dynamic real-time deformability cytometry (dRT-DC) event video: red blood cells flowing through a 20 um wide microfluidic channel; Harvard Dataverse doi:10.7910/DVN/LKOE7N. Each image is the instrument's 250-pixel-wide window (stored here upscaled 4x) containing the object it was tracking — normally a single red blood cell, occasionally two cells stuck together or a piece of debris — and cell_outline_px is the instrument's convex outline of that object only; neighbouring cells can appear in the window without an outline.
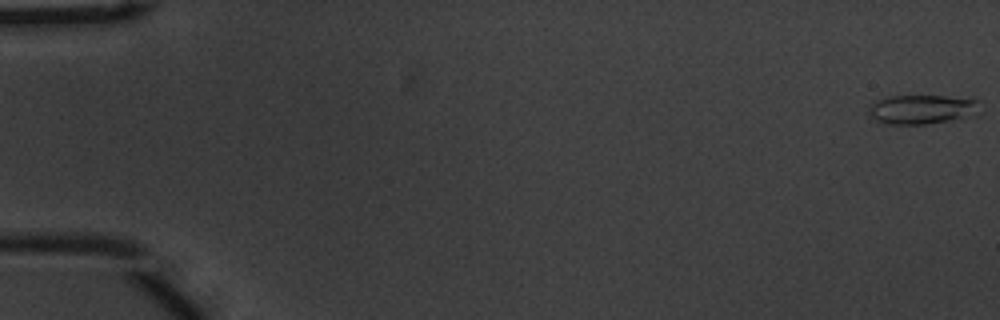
{"species": "common noctule bat (a hibernating species)", "species_latin": "Nyctalus noctula", "temperature_condition": "warm", "stored_images_in_passage": 56, "camera_frame_rate_fps": 3000, "um_per_image_px": 0.085, "animal": {"sex": "male", "body_mass_g": 20.1, "forearm_length_mm": 53.5}, "frame": {"image": 1, "passage_image": 1, "time_ms": 0.0, "image_size_px": [1000, 320], "cell_outline_px": [[980, 100], [972, 112], [948, 120], [924, 124], [888, 124], [876, 120], [872, 116], [868, 108], [876, 100], [888, 96], [944, 96]], "centroid_in_image_um": [78.22, 9.27], "position_along_channel_um": 6.8, "area_um2": 18.03}}
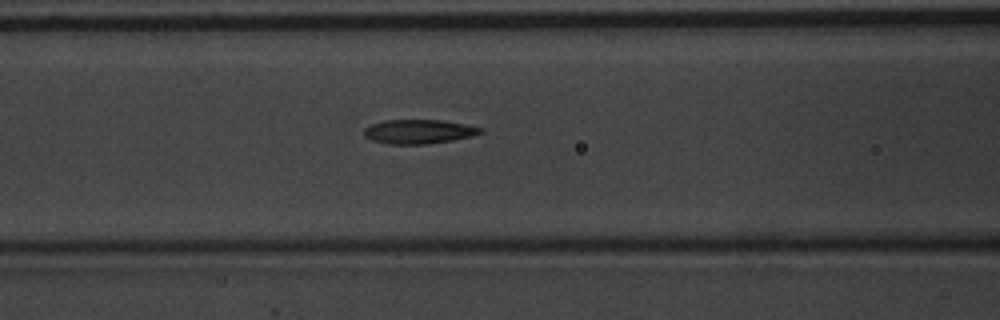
{"frame": {"image": 2, "passage_image": 24, "time_ms": 7.667, "image_size_px": [1000, 320], "cell_outline_px": [[484, 132], [472, 136], [452, 140], [428, 144], [388, 144], [372, 140], [364, 136], [364, 128], [372, 124], [384, 120], [440, 120], [464, 124], [484, 128]], "centroid_in_image_um": [35.6, 11.19], "position_along_channel_um": 131.0, "area_um2": 16.42}}
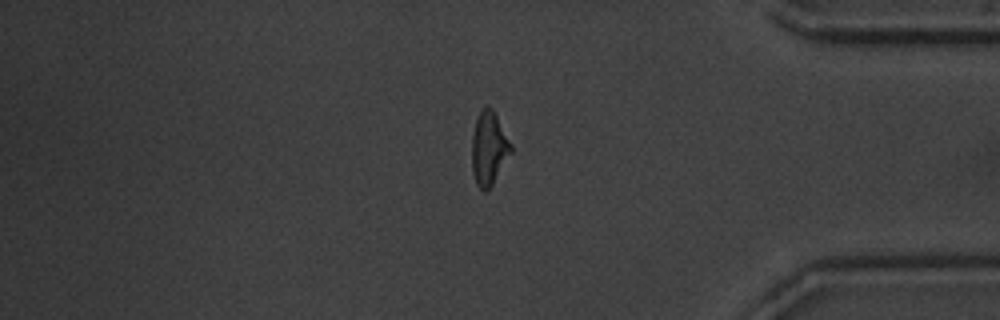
{"frame": {"image": 3, "passage_image": 47, "time_ms": 15.333, "image_size_px": [1000, 320], "cell_outline_px": [[512, 152], [492, 184], [484, 192], [476, 184], [472, 172], [472, 136], [476, 120], [480, 112], [484, 108], [492, 108], [512, 144]], "centroid_in_image_um": [41.55, 12.63], "position_along_channel_um": 393.6, "area_um2": 16.47}, "authors_computed_cell_mechanics": {"area_um2": 16.5597, "velocity_mm_per_s": 3.7196, "shape_relaxation_time_tau1_ms": 6.3956, "shape_relaxation_time_tau2_ms": 2.5109, "deformation_change_tau1": 0.2094, "deformation_change_tau2": 0.1146}}